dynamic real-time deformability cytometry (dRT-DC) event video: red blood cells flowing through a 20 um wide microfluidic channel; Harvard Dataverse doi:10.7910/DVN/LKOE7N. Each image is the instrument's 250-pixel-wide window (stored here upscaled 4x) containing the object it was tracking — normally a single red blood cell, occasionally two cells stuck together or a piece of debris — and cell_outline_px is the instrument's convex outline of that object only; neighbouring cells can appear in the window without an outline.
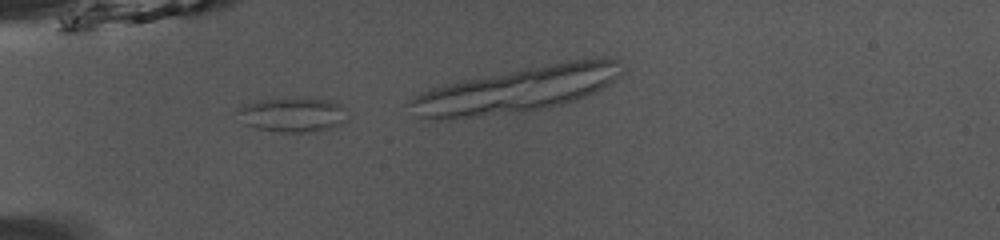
{"species": "common noctule bat (a hibernating species)", "species_latin": "Nyctalus noctula", "temperature_condition": "room temperature", "stored_images_in_passage": 9, "camera_frame_rate_fps": 3000, "um_per_image_px": 0.085, "animal": {"sex": "male", "body_mass_g": 13.0, "forearm_length_mm": 53.1}, "frame": {"image": 1, "passage_image": 6, "time_ms": 1.667, "image_size_px": [1000, 240], "cell_outline_px": [[348, 120], [344, 124], [312, 132], [280, 132], [256, 128], [244, 124], [232, 112], [244, 104], [260, 100], [288, 96], [308, 96], [328, 100], [340, 104], [344, 108]], "centroid_in_image_um": [24.84, 9.71], "position_along_channel_um": 60.2, "area_um2": 23.12}}